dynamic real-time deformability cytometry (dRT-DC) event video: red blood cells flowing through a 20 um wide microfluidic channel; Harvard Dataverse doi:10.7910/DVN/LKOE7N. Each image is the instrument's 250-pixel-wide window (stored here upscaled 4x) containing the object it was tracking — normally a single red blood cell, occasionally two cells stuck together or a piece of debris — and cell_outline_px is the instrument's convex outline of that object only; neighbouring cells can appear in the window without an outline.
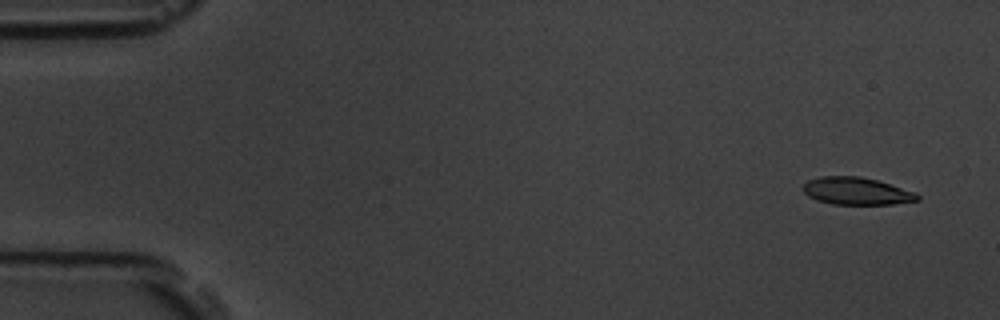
{"species": "common noctule bat (a hibernating species)", "species_latin": "Nyctalus noctula", "temperature_condition": "room temperature", "stored_images_in_passage": 5, "camera_frame_rate_fps": 3000, "um_per_image_px": 0.085, "animal": {"sex": "male", "body_mass_g": 19.5, "forearm_length_mm": 54.6}, "frame": {"image": 1, "passage_image": 1, "time_ms": 0.0, "image_size_px": [1000, 320], "cell_outline_px": [[920, 200], [892, 204], [832, 204], [816, 200], [808, 196], [800, 188], [808, 180], [820, 176], [860, 176], [876, 180], [916, 192], [920, 196]], "centroid_in_image_um": [72.78, 16.24], "position_along_channel_um": 12.2, "area_um2": 18.32}}
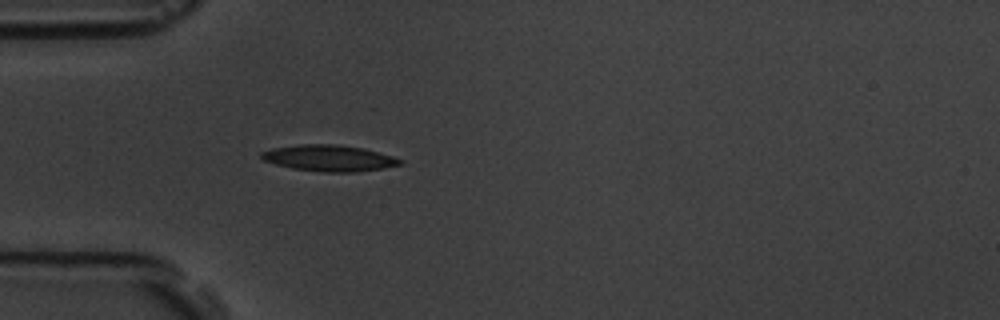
{"frame": {"image": 2, "passage_image": 5, "time_ms": 4.667, "image_size_px": [1000, 320], "cell_outline_px": [[404, 164], [384, 168], [356, 172], [324, 172], [292, 168], [276, 164], [264, 160], [260, 156], [260, 152], [272, 148], [300, 144], [336, 144], [364, 148], [392, 156], [404, 160]], "centroid_in_image_um": [28.0, 13.44], "position_along_channel_um": 57.0, "area_um2": 21.27}}